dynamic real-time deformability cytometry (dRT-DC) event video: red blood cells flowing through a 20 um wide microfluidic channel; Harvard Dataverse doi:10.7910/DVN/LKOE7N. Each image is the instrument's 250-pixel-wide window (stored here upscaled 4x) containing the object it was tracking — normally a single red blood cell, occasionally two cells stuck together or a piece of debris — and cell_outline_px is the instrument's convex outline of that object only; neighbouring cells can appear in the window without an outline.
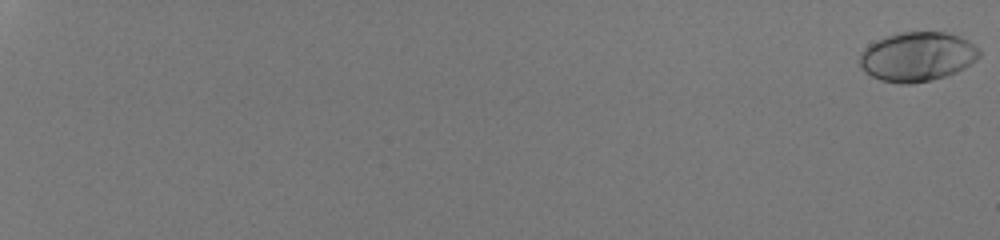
{"species": "human", "species_latin": "Homo sapiens", "temperature_condition": "room temperature", "stored_images_in_passage": 56, "camera_frame_rate_fps": 3000, "um_per_image_px": 0.085, "donor": {"sex": "male"}, "frame": {"image": 1, "passage_image": 1, "time_ms": 0.0, "image_size_px": [1000, 240], "cell_outline_px": [[980, 56], [976, 60], [964, 68], [956, 72], [944, 76], [912, 84], [900, 84], [880, 80], [864, 72], [860, 64], [860, 52], [868, 44], [876, 40], [900, 32], [944, 32], [960, 36], [968, 40], [980, 48]], "centroid_in_image_um": [77.96, 4.81], "position_along_channel_um": 7.0, "area_um2": 34.51}}
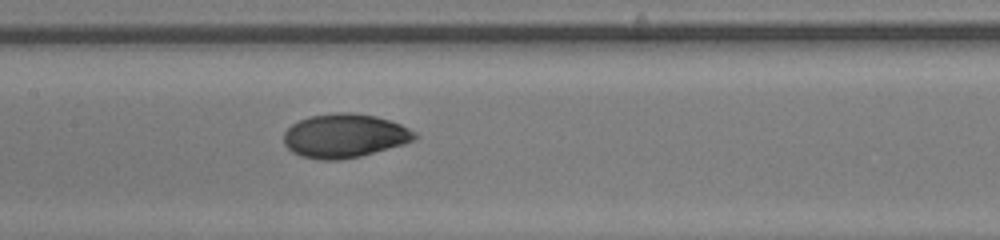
{"frame": {"image": 2, "passage_image": 34, "time_ms": 11.0, "image_size_px": [1000, 240], "cell_outline_px": [[420, 136], [416, 140], [404, 144], [360, 156], [340, 160], [320, 160], [300, 156], [292, 152], [284, 144], [284, 132], [292, 124], [300, 120], [312, 116], [336, 112], [352, 112], [376, 116], [400, 124], [416, 132]], "centroid_in_image_um": [29.31, 11.55], "position_along_channel_um": 178.1, "area_um2": 33.58}}
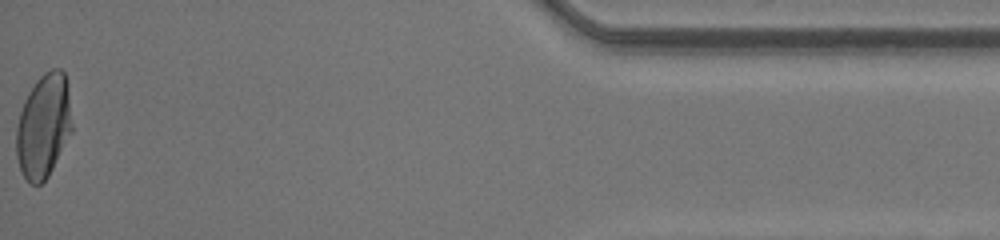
{"frame": {"image": 3, "passage_image": 56, "time_ms": 18.333, "image_size_px": [1000, 240], "cell_outline_px": [[72, 132], [48, 176], [40, 184], [28, 184], [20, 168], [16, 156], [16, 128], [20, 112], [24, 100], [28, 92], [36, 80], [44, 72], [52, 68], [60, 68], [64, 72], [68, 84], [72, 124]], "centroid_in_image_um": [3.7, 10.68], "position_along_channel_um": 431.5, "area_um2": 33.99}, "authors_computed_cell_mechanics": {"area_um2": 32.946, "velocity_mm_per_s": 4.2534, "shape_relaxation_time_tau1_ms": 3.3643, "shape_relaxation_time_tau2_ms": null, "deformation_change_tau1": 0.1716, "deformation_change_tau2": null}}